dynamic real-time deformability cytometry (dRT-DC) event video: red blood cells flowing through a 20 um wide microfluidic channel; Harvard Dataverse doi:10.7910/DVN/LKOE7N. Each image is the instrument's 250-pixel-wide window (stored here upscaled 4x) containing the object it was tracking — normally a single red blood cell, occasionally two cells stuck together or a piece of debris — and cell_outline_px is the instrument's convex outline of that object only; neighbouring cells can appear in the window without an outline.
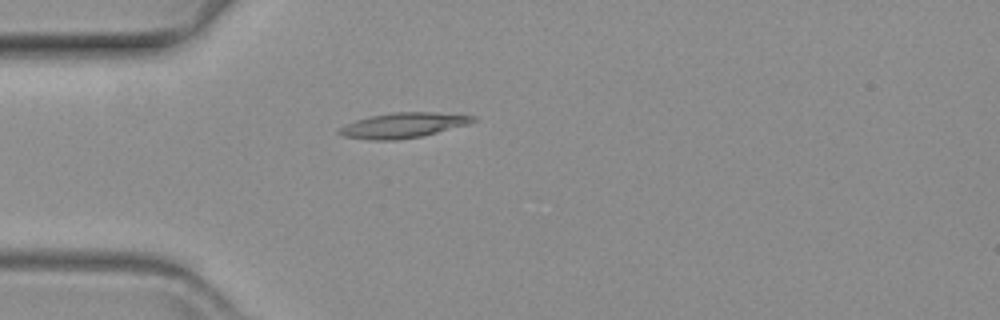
{"species": "common noctule bat (a hibernating species)", "species_latin": "Nyctalus noctula", "temperature_condition": "warm", "stored_images_in_passage": 52, "camera_frame_rate_fps": 3000, "um_per_image_px": 0.085, "animal": {"sex": "female", "body_mass_g": 19.3, "forearm_length_mm": 54.1}, "frame": {"image": 1, "passage_image": 9, "time_ms": 2.667, "image_size_px": [1000, 320], "cell_outline_px": [[476, 120], [468, 124], [420, 136], [396, 140], [368, 140], [344, 136], [336, 132], [340, 128], [356, 120], [372, 116], [392, 112], [432, 112], [476, 116]], "centroid_in_image_um": [34.25, 10.65], "position_along_channel_um": 50.7, "area_um2": 19.25}}
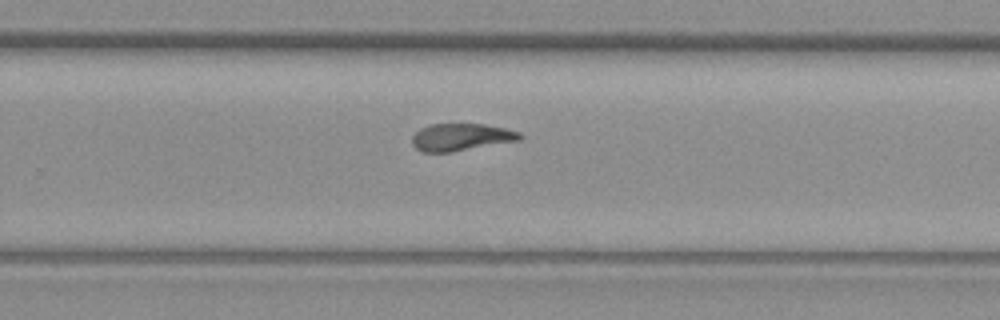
{"frame": {"image": 2, "passage_image": 31, "time_ms": 10.0, "image_size_px": [1000, 320], "cell_outline_px": [[524, 136], [520, 140], [452, 152], [420, 152], [412, 144], [412, 136], [420, 128], [428, 124], [484, 124], [504, 128], [520, 132]], "centroid_in_image_um": [39.18, 11.66], "position_along_channel_um": 290.6, "area_um2": 17.22}}
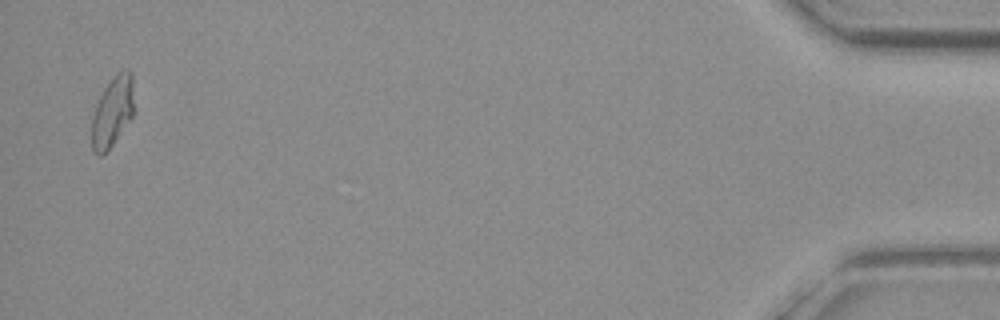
{"frame": {"image": 3, "passage_image": 51, "time_ms": 16.667, "image_size_px": [1000, 320], "cell_outline_px": [[132, 116], [112, 144], [100, 156], [92, 148], [92, 116], [96, 104], [104, 88], [116, 72], [128, 68], [132, 72]], "centroid_in_image_um": [9.54, 9.43], "position_along_channel_um": 425.7, "area_um2": 16.82}}